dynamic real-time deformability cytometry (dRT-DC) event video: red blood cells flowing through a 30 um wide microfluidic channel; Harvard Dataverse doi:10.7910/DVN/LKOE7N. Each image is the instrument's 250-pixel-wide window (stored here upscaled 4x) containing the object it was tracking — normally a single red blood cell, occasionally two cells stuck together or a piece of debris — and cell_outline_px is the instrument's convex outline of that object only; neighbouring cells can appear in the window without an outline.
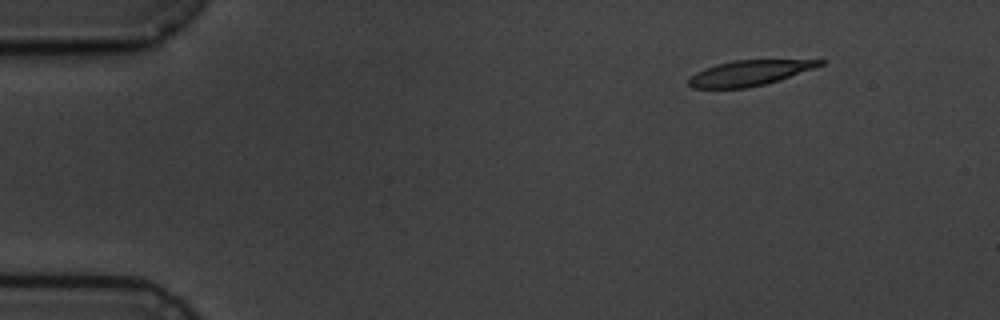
{"species": "common noctule bat (a hibernating species)", "species_latin": "Nyctalus noctula", "temperature_condition": "cold", "stored_images_in_passage": 5, "camera_frame_rate_fps": 3000, "um_per_image_px": 0.085, "animal": {"sex": "male", "body_mass_g": 19.5, "forearm_length_mm": 54.6}, "frame": {"image": 1, "passage_image": 1, "time_ms": 0.0, "image_size_px": [1000, 320], "cell_outline_px": [[828, 60], [824, 64], [780, 80], [748, 88], [692, 88], [688, 84], [688, 80], [696, 72], [704, 68], [716, 64], [736, 60]], "centroid_in_image_um": [63.68, 6.2], "position_along_channel_um": 21.3, "area_um2": 19.19}}
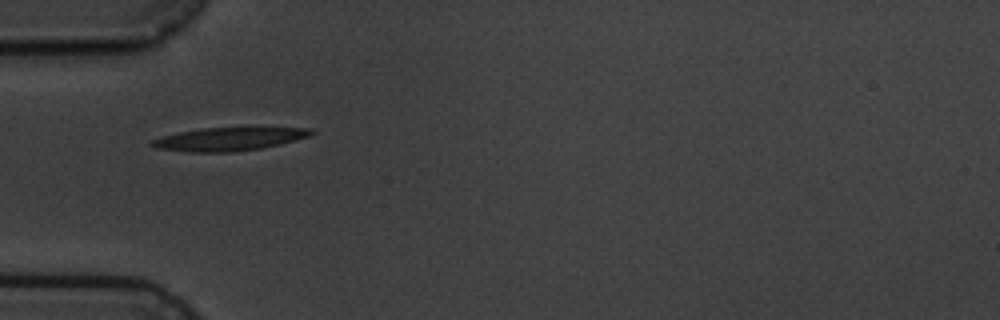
{"frame": {"image": 2, "passage_image": 4, "time_ms": 3.667, "image_size_px": [1000, 320], "cell_outline_px": [[316, 132], [308, 136], [296, 140], [280, 144], [260, 148], [232, 152], [188, 152], [156, 148], [148, 144], [152, 140], [160, 136], [200, 128], [312, 128]], "centroid_in_image_um": [19.41, 11.82], "position_along_channel_um": 65.6, "area_um2": 21.44}}
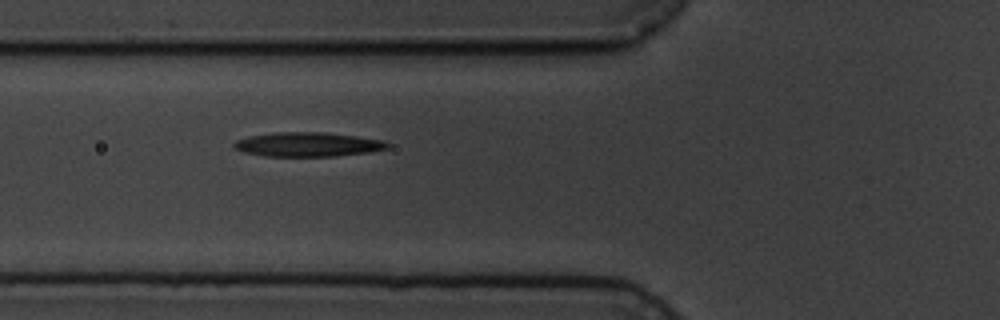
{"frame": {"image": 3, "passage_image": 5, "time_ms": 4.667, "image_size_px": [1000, 320], "cell_outline_px": [[392, 144], [388, 148], [368, 152], [332, 156], [264, 156], [244, 152], [232, 148], [232, 144], [236, 140], [248, 136], [276, 132], [324, 132], [356, 136], [384, 140]], "centroid_in_image_um": [26.14, 12.27], "position_along_channel_um": 99.7, "area_um2": 21.79}}